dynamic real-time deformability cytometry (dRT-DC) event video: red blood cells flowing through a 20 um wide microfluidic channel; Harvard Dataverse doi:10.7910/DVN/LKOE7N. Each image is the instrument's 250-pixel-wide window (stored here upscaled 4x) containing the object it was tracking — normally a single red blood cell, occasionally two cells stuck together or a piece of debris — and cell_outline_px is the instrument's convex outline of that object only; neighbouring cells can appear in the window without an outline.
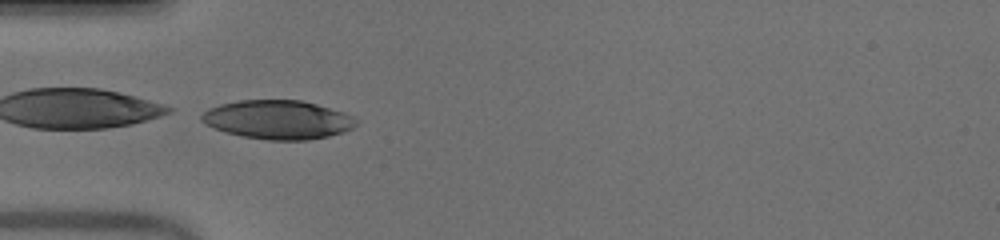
{"species": "human", "species_latin": "Homo sapiens", "temperature_condition": "warm", "stored_images_in_passage": 34, "camera_frame_rate_fps": 3000, "um_per_image_px": 0.085, "donor": {"sex": "male"}, "frame": {"image": 1, "passage_image": 1, "time_ms": 0.0, "image_size_px": [1000, 240], "cell_outline_px": [[356, 124], [352, 128], [344, 132], [328, 136], [308, 140], [268, 140], [244, 136], [224, 132], [212, 128], [204, 124], [200, 120], [200, 116], [208, 108], [220, 104], [240, 100], [300, 100], [316, 104], [344, 112], [352, 116], [356, 120]], "centroid_in_image_um": [23.58, 10.17], "position_along_channel_um": 61.4, "area_um2": 35.03}}
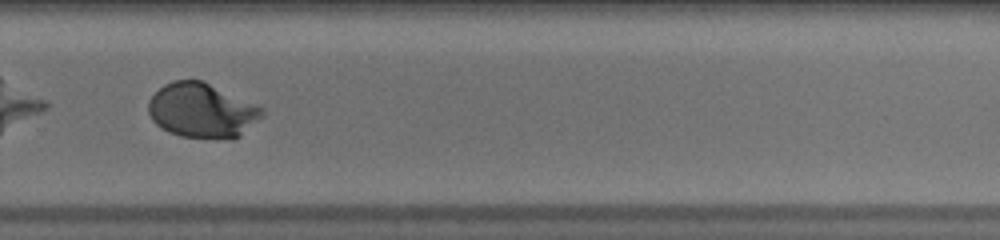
{"frame": {"image": 2, "passage_image": 20, "time_ms": 6.333, "image_size_px": [1000, 240], "cell_outline_px": [[264, 116], [240, 136], [180, 136], [168, 132], [160, 128], [152, 120], [148, 112], [148, 100], [164, 84], [176, 80], [204, 80], [256, 104], [264, 108]], "centroid_in_image_um": [17.16, 9.35], "position_along_channel_um": 312.6, "area_um2": 35.84}, "authors_computed_cell_mechanics": {"area_um2": 35.8071, "velocity_mm_per_s": 3.9992, "shape_relaxation_time_tau1_ms": 3.6428, "shape_relaxation_time_tau2_ms": null, "deformation_change_tau1": 0.2038, "deformation_change_tau2": null}}